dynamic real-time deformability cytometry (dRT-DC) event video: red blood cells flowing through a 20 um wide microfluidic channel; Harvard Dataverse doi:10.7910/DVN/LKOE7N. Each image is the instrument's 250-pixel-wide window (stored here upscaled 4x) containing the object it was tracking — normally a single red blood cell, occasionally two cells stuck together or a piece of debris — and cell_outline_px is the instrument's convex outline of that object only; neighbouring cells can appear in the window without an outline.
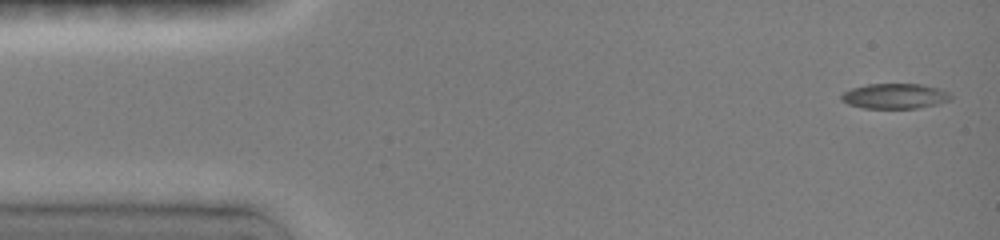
{"species": "common noctule bat (a hibernating species)", "species_latin": "Nyctalus noctula", "temperature_condition": "room temperature", "stored_images_in_passage": 17, "camera_frame_rate_fps": 3000, "um_per_image_px": 0.085, "animal": {"sex": "female", "body_mass_g": 19.0, "forearm_length_mm": 51.5}, "frame": {"image": 1, "passage_image": 1, "time_ms": 0.0, "image_size_px": [1000, 240], "cell_outline_px": [[952, 100], [936, 104], [916, 108], [864, 108], [848, 104], [840, 100], [840, 96], [844, 92], [852, 88], [868, 84], [920, 84], [940, 88], [948, 92], [952, 96]], "centroid_in_image_um": [76.07, 8.16], "position_along_channel_um": 8.9, "area_um2": 16.07}}
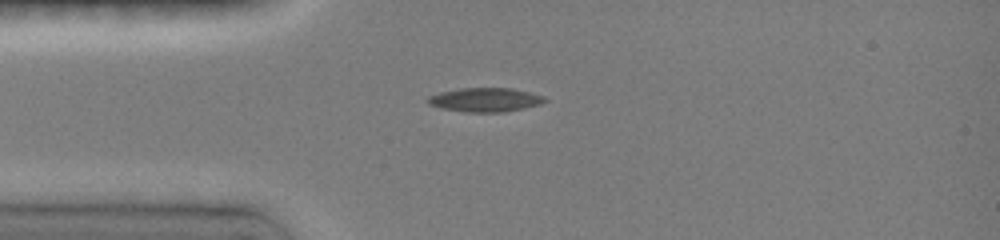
{"frame": {"image": 2, "passage_image": 13, "time_ms": 3.333, "image_size_px": [1000, 240], "cell_outline_px": [[548, 100], [540, 104], [524, 108], [504, 112], [464, 112], [440, 108], [428, 104], [424, 100], [428, 96], [440, 92], [460, 88], [512, 88], [544, 96]], "centroid_in_image_um": [41.19, 8.48], "position_along_channel_um": 43.8, "area_um2": 16.47}}